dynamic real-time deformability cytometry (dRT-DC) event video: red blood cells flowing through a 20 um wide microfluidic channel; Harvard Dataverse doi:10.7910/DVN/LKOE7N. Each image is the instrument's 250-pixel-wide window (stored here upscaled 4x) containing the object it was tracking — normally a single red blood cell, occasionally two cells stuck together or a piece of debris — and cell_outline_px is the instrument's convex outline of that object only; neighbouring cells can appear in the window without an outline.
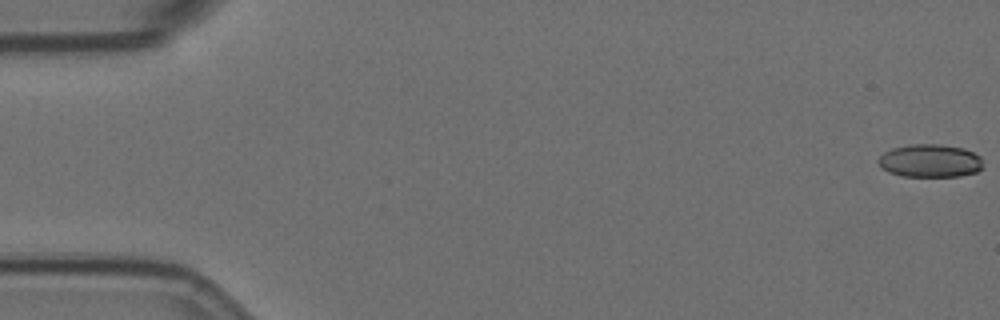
{"species": "Egyptian fruit bat (a non-hibernating species)", "species_latin": "Rousettus aegyptiacus", "temperature_condition": "room temperature", "stored_images_in_passage": 58, "camera_frame_rate_fps": 3000, "um_per_image_px": 0.085, "animal": {"sex": "female"}, "frame": {"image": 1, "passage_image": 1, "time_ms": 0.0, "image_size_px": [1000, 320], "cell_outline_px": [[984, 168], [976, 172], [960, 176], [900, 176], [888, 172], [880, 168], [876, 160], [884, 152], [892, 148], [908, 144], [940, 144], [964, 148], [980, 156]], "centroid_in_image_um": [79.03, 13.67], "position_along_channel_um": 6.0, "area_um2": 20.46}}
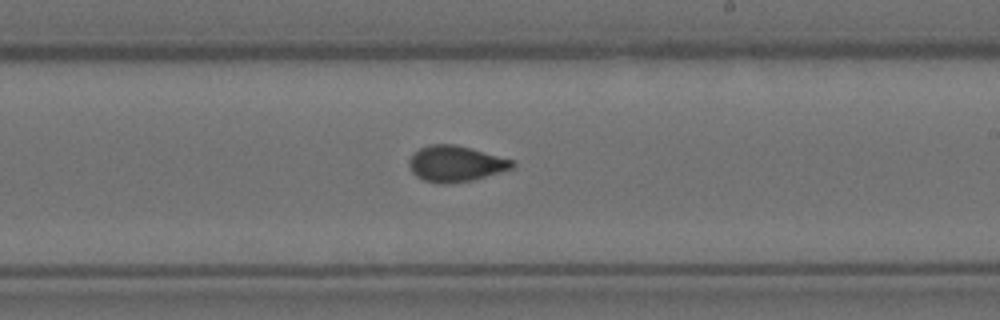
{"frame": {"image": 2, "passage_image": 34, "time_ms": 11.0, "image_size_px": [1000, 320], "cell_outline_px": [[516, 168], [472, 180], [448, 184], [440, 184], [424, 180], [416, 176], [412, 172], [408, 164], [408, 160], [420, 148], [428, 144], [456, 144], [512, 160], [516, 164]], "centroid_in_image_um": [38.73, 13.92], "position_along_channel_um": 250.3, "area_um2": 21.62}}
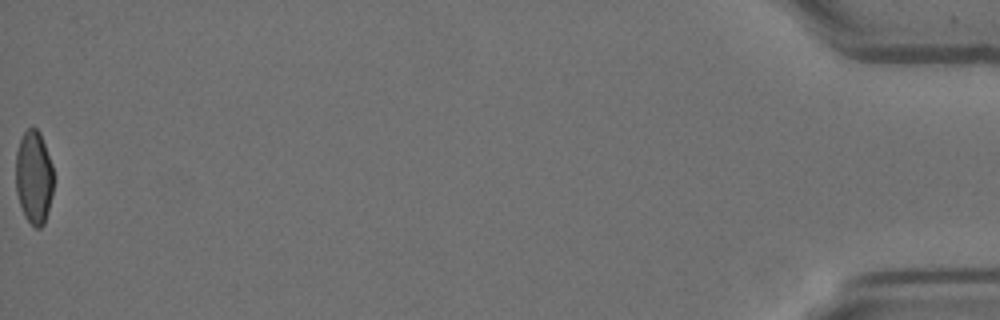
{"frame": {"image": 3, "passage_image": 58, "time_ms": 19.0, "image_size_px": [1000, 320], "cell_outline_px": [[52, 192], [44, 224], [40, 228], [36, 228], [24, 216], [16, 192], [16, 152], [20, 140], [24, 132], [32, 124], [40, 132], [52, 164]], "centroid_in_image_um": [2.86, 15.03], "position_along_channel_um": 432.3, "area_um2": 20.4}, "authors_computed_cell_mechanics": {"area_um2": 21.0392, "velocity_mm_per_s": 3.5726, "shape_relaxation_time_tau1_ms": 7.337, "shape_relaxation_time_tau2_ms": 0.8226, "deformation_change_tau1": 0.1896, "deformation_change_tau2": 0.0507}}